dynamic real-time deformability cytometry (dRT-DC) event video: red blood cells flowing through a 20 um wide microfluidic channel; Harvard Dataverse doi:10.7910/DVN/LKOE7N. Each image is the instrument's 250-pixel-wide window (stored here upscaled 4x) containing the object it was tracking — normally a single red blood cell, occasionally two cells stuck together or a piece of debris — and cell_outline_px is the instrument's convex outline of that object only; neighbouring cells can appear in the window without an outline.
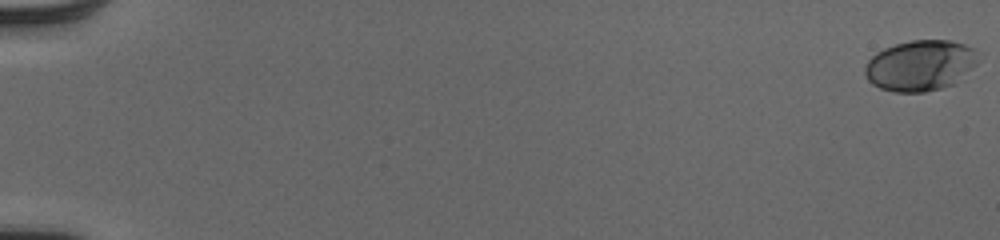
{"species": "human", "species_latin": "Homo sapiens", "temperature_condition": "cold", "stored_images_in_passage": 53, "camera_frame_rate_fps": 3000, "um_per_image_px": 0.085, "donor": {"sex": "male"}, "frame": {"image": 1, "passage_image": 1, "time_ms": 0.0, "image_size_px": [1000, 240], "cell_outline_px": [[980, 60], [972, 68], [952, 84], [940, 88], [924, 92], [892, 92], [880, 88], [872, 84], [864, 76], [864, 68], [868, 60], [876, 52], [884, 48], [896, 44], [912, 40], [952, 40], [976, 48], [980, 52]], "centroid_in_image_um": [78.23, 5.55], "position_along_channel_um": 6.8, "area_um2": 33.76}}
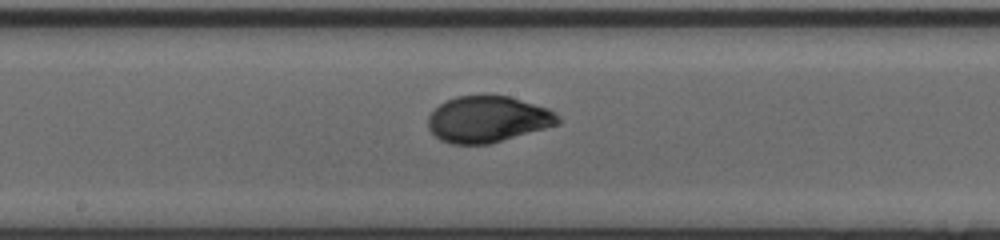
{"frame": {"image": 2, "passage_image": 31, "time_ms": 10.0, "image_size_px": [1000, 240], "cell_outline_px": [[560, 124], [488, 144], [452, 144], [440, 140], [428, 128], [428, 116], [444, 100], [456, 96], [508, 96], [548, 108], [556, 112], [560, 116]], "centroid_in_image_um": [41.46, 10.14], "position_along_channel_um": 206.7, "area_um2": 34.91}}
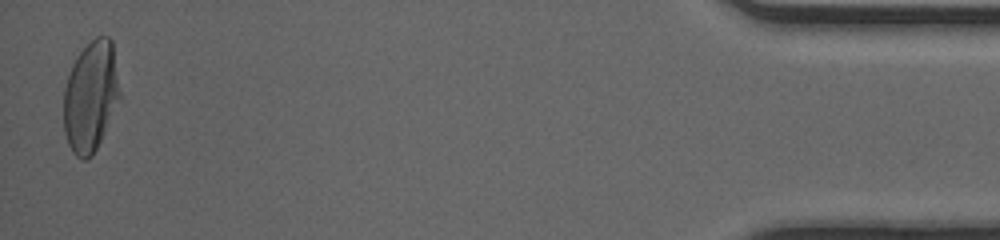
{"frame": {"image": 3, "passage_image": 53, "time_ms": 17.333, "image_size_px": [1000, 240], "cell_outline_px": [[120, 100], [92, 156], [88, 160], [80, 160], [72, 152], [68, 144], [64, 132], [64, 88], [72, 64], [76, 56], [96, 36], [108, 36], [112, 40], [120, 92]], "centroid_in_image_um": [7.7, 8.21], "position_along_channel_um": 427.5, "area_um2": 36.18}, "authors_computed_cell_mechanics": {"area_um2": 34.4488, "velocity_mm_per_s": 4.0761, "shape_relaxation_time_tau1_ms": 4.6449, "shape_relaxation_time_tau2_ms": null, "deformation_change_tau1": 0.1941, "deformation_change_tau2": null}}